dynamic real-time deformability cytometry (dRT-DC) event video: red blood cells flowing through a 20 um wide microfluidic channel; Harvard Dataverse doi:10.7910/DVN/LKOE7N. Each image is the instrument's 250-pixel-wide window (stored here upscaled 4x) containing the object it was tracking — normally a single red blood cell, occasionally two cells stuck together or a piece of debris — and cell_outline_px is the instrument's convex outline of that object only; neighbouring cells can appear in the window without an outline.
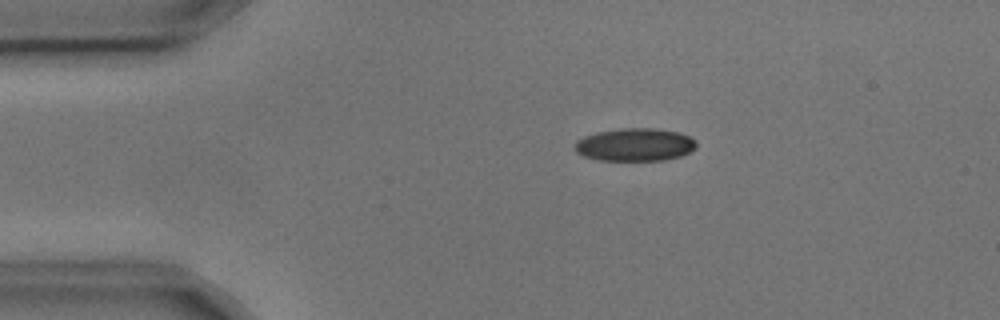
{"species": "common noctule bat (a hibernating species)", "species_latin": "Nyctalus noctula", "temperature_condition": "cold", "stored_images_in_passage": 3, "camera_frame_rate_fps": 3000, "um_per_image_px": 0.085, "animal": {"sex": "male", "body_mass_g": 17.9, "forearm_length_mm": 54.2}, "frame": {"image": 1, "passage_image": 1, "time_ms": 0.0, "image_size_px": [1000, 320], "cell_outline_px": [[696, 148], [680, 156], [664, 160], [600, 160], [584, 156], [576, 152], [576, 140], [584, 136], [596, 132], [620, 128], [652, 128], [680, 132], [696, 140]], "centroid_in_image_um": [53.97, 12.29], "position_along_channel_um": 31.0, "area_um2": 23.24}}
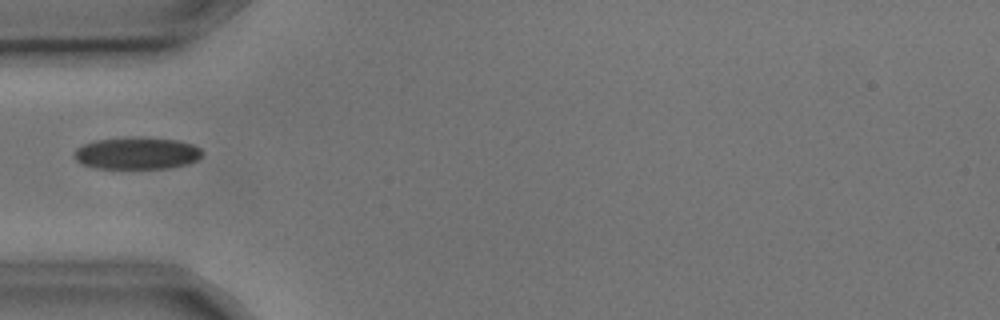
{"frame": {"image": 2, "passage_image": 3, "time_ms": 0.667, "image_size_px": [1000, 320], "cell_outline_px": [[204, 152], [196, 160], [184, 164], [168, 168], [96, 168], [80, 164], [72, 156], [76, 148], [84, 144], [96, 140], [124, 136], [144, 136], [176, 140], [192, 144], [200, 148]], "centroid_in_image_um": [11.58, 13.0], "position_along_channel_um": 73.4, "area_um2": 24.28}}